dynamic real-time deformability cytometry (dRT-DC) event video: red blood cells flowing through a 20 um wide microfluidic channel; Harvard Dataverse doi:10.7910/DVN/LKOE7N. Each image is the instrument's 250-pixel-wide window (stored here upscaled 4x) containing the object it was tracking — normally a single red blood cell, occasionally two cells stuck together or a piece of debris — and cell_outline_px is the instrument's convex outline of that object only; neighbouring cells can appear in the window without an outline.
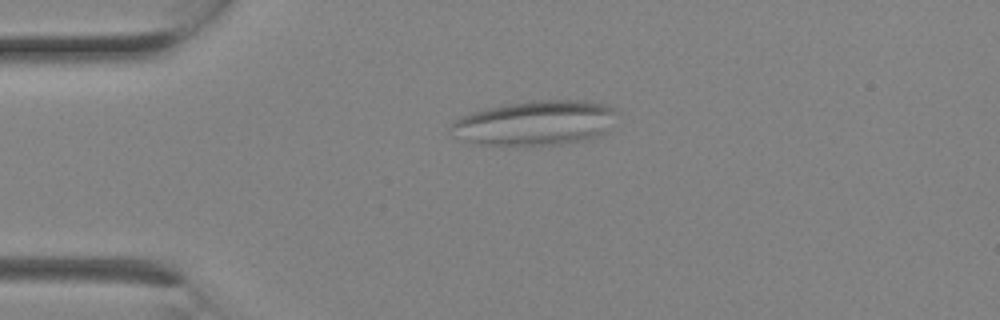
{"species": "Egyptian fruit bat (a non-hibernating species)", "species_latin": "Rousettus aegyptiacus", "temperature_condition": "room temperature", "stored_images_in_passage": 1, "camera_frame_rate_fps": 3000, "um_per_image_px": 0.085, "animal": {"sex": "female"}, "frame": {"image": 1, "passage_image": 1, "time_ms": 0.0, "image_size_px": [1000, 320], "cell_outline_px": [[616, 112], [608, 132], [592, 140], [560, 144], [504, 148], [480, 144], [464, 140], [448, 128], [456, 120], [472, 112], [484, 108], [504, 104], [532, 100], [588, 100], [604, 104], [616, 108]], "centroid_in_image_um": [45.54, 10.48], "position_along_channel_um": 39.5, "area_um2": 44.39}}